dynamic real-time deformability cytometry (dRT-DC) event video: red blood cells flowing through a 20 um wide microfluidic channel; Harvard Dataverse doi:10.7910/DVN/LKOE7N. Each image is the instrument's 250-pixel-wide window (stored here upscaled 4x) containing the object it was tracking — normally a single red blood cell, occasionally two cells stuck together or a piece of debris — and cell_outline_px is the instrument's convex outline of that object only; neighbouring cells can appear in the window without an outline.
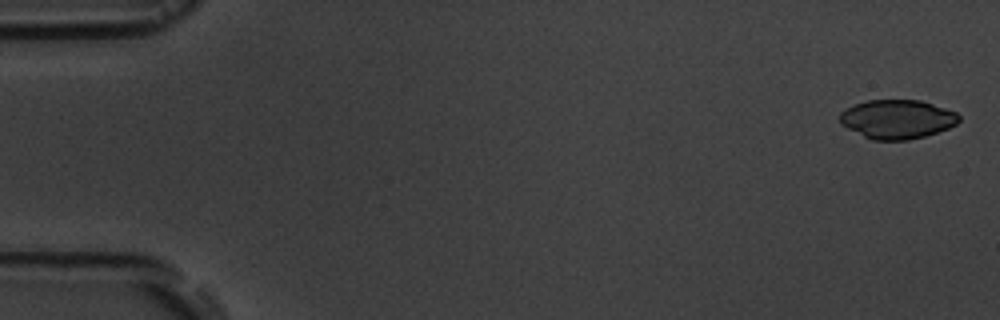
{"species": "common noctule bat (a hibernating species)", "species_latin": "Nyctalus noctula", "temperature_condition": "room temperature", "stored_images_in_passage": 6, "camera_frame_rate_fps": 3000, "um_per_image_px": 0.085, "animal": {"sex": "male", "body_mass_g": 19.5, "forearm_length_mm": 54.6}, "frame": {"image": 1, "passage_image": 1, "time_ms": 0.0, "image_size_px": [1000, 320], "cell_outline_px": [[960, 120], [956, 124], [948, 128], [924, 136], [908, 140], [872, 140], [840, 124], [840, 112], [856, 104], [868, 100], [920, 100], [956, 112], [960, 116]], "centroid_in_image_um": [76.27, 10.13], "position_along_channel_um": 8.7, "area_um2": 26.82}}